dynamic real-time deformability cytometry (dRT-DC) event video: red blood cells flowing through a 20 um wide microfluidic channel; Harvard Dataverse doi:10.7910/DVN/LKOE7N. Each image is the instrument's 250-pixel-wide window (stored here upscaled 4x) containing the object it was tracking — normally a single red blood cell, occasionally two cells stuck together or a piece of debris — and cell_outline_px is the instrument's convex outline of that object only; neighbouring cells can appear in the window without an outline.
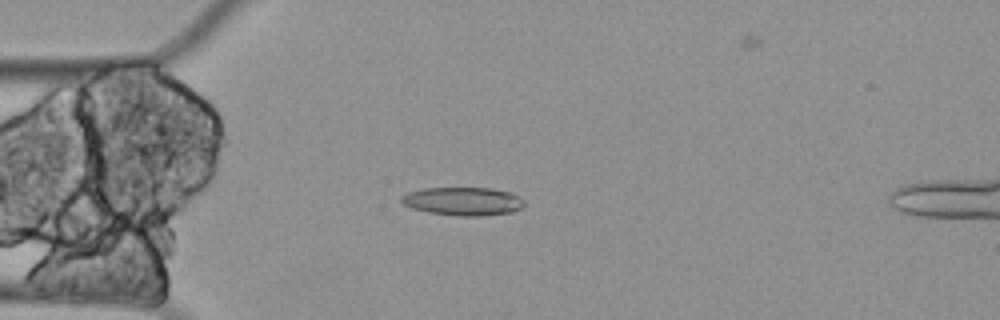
{"species": "Egyptian fruit bat (a non-hibernating species)", "species_latin": "Rousettus aegyptiacus", "temperature_condition": "cold", "stored_images_in_passage": 60, "camera_frame_rate_fps": 3000, "um_per_image_px": 0.085, "animal": {"sex": "female"}, "frame": {"image": 1, "passage_image": 16, "time_ms": 5.0, "image_size_px": [1000, 320], "cell_outline_px": [[524, 204], [520, 208], [512, 212], [480, 216], [460, 216], [428, 212], [412, 208], [404, 204], [400, 200], [400, 196], [408, 192], [424, 188], [492, 188], [512, 192], [524, 200]], "centroid_in_image_um": [39.36, 17.1], "position_along_channel_um": 45.6, "area_um2": 20.29}}
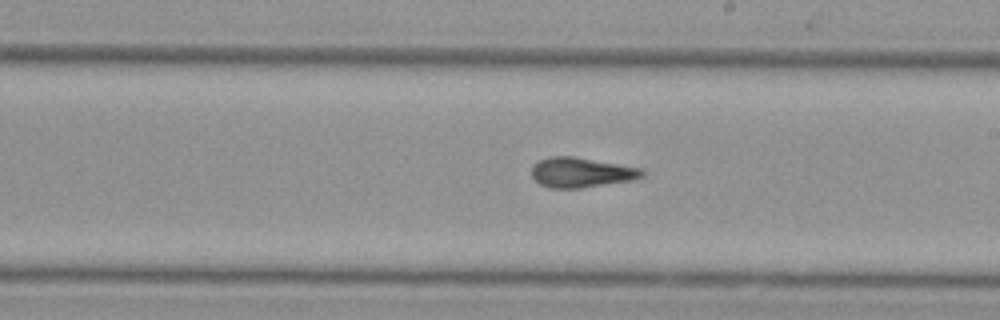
{"frame": {"image": 2, "passage_image": 34, "time_ms": 11.0, "image_size_px": [1000, 320], "cell_outline_px": [[644, 176], [636, 180], [580, 188], [548, 188], [540, 184], [532, 176], [532, 164], [540, 160], [552, 156], [572, 156], [644, 168]], "centroid_in_image_um": [49.45, 14.66], "position_along_channel_um": 239.6, "area_um2": 19.48}}
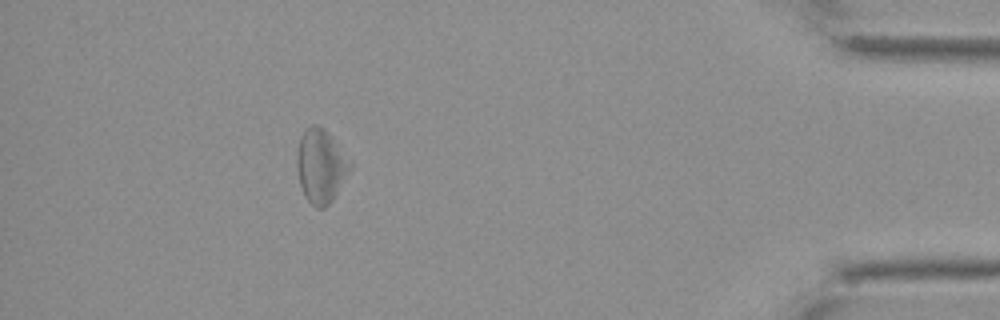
{"frame": {"image": 3, "passage_image": 54, "time_ms": 17.667, "image_size_px": [1000, 320], "cell_outline_px": [[352, 168], [332, 200], [324, 208], [316, 208], [304, 196], [300, 184], [296, 168], [296, 156], [300, 136], [304, 128], [312, 124], [316, 124], [324, 128], [332, 136], [352, 164]], "centroid_in_image_um": [27.25, 14.08], "position_along_channel_um": 408.0, "area_um2": 23.0}, "authors_computed_cell_mechanics": {"area_um2": 20.6057, "velocity_mm_per_s": 3.3145, "shape_relaxation_time_tau1_ms": null, "shape_relaxation_time_tau2_ms": 3.243, "deformation_change_tau1": null, "deformation_change_tau2": 0.1235}}